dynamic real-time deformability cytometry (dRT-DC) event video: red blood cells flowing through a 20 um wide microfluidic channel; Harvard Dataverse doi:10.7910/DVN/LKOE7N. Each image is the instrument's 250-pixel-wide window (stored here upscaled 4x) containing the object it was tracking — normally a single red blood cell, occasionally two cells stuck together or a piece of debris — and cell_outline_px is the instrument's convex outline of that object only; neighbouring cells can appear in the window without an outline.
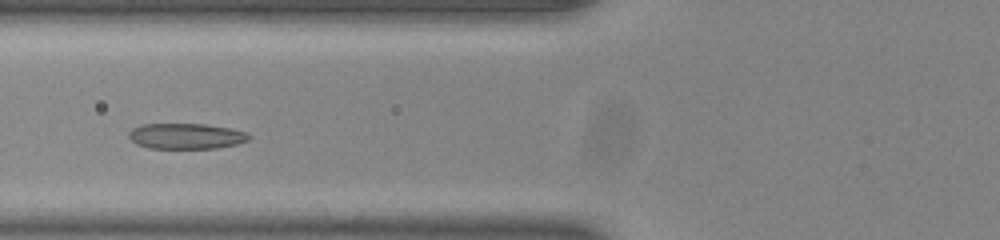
{"species": "common noctule bat (a hibernating species)", "species_latin": "Nyctalus noctula", "temperature_condition": "room temperature", "stored_images_in_passage": 43, "camera_frame_rate_fps": 3000, "um_per_image_px": 0.085, "animal": {"sex": "male", "body_mass_g": 20.0, "forearm_length_mm": 53.3}, "frame": {"image": 1, "passage_image": 11, "time_ms": 3.333, "image_size_px": [1000, 240], "cell_outline_px": [[248, 140], [236, 144], [216, 148], [148, 148], [136, 144], [128, 136], [128, 132], [132, 128], [140, 124], [204, 124], [228, 128], [248, 132]], "centroid_in_image_um": [15.77, 11.57], "position_along_channel_um": 110.0, "area_um2": 17.86}}
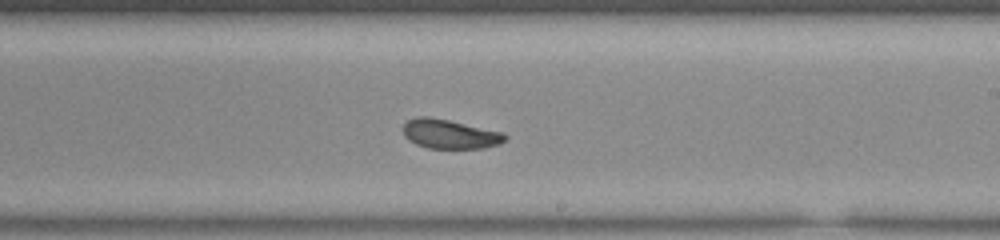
{"frame": {"image": 2, "passage_image": 22, "time_ms": 7.0, "image_size_px": [1000, 240], "cell_outline_px": [[508, 136], [500, 144], [484, 148], [428, 148], [416, 144], [408, 140], [404, 136], [404, 124], [408, 120], [416, 116], [428, 116], [448, 120], [504, 132]], "centroid_in_image_um": [38.24, 11.39], "position_along_channel_um": 250.8, "area_um2": 17.4}}
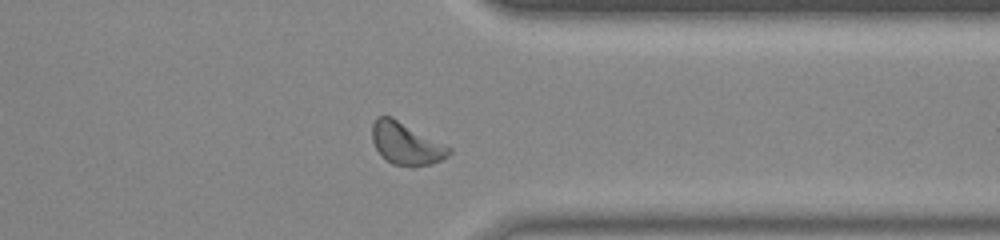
{"frame": {"image": 3, "passage_image": 32, "time_ms": 10.333, "image_size_px": [1000, 240], "cell_outline_px": [[452, 152], [448, 156], [432, 164], [412, 168], [392, 164], [380, 156], [372, 140], [372, 124], [376, 116], [392, 116], [452, 148]], "centroid_in_image_um": [34.51, 12.22], "position_along_channel_um": 376.9, "area_um2": 19.25}, "authors_computed_cell_mechanics": {"area_um2": 17.629, "velocity_mm_per_s": 3.8532, "shape_relaxation_time_tau1_ms": 4.9737, "shape_relaxation_time_tau2_ms": 2.519, "deformation_change_tau1": 0.1483, "deformation_change_tau2": 0.0852}}